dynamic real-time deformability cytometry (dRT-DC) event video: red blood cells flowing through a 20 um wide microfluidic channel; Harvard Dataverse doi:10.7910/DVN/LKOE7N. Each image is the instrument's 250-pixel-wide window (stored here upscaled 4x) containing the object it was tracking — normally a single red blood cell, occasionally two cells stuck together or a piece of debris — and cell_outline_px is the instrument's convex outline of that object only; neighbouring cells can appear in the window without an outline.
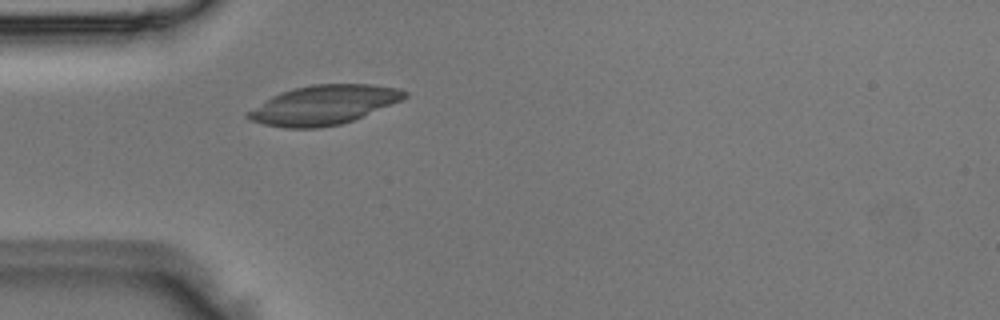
{"species": "Egyptian fruit bat (a non-hibernating species)", "species_latin": "Rousettus aegyptiacus", "temperature_condition": "room temperature", "stored_images_in_passage": 1, "camera_frame_rate_fps": 3000, "um_per_image_px": 0.085, "animal": {"sex": "male"}, "frame": {"image": 1, "passage_image": 1, "time_ms": 0.0, "image_size_px": [1000, 320], "cell_outline_px": [[408, 96], [400, 100], [352, 120], [340, 124], [320, 128], [284, 128], [264, 124], [252, 120], [244, 116], [244, 112], [272, 96], [280, 92], [292, 88], [312, 84], [372, 84], [396, 88], [408, 92]], "centroid_in_image_um": [27.44, 8.91], "position_along_channel_um": 57.6, "area_um2": 35.66}}